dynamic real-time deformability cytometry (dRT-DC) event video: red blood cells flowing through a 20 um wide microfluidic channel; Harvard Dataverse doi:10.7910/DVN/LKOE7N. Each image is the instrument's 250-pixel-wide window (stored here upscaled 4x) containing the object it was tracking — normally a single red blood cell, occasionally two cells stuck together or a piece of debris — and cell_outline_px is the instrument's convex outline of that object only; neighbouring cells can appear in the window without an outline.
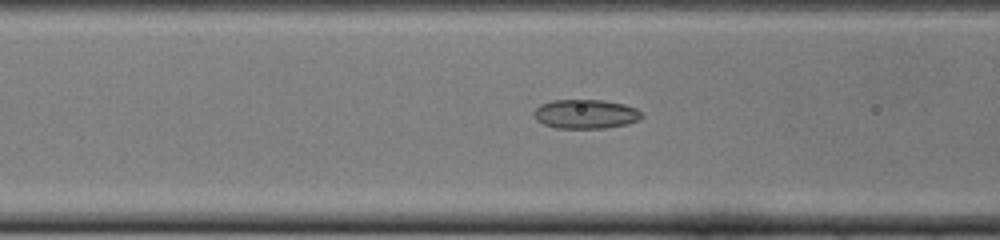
{"species": "common noctule bat (a hibernating species)", "species_latin": "Nyctalus noctula", "temperature_condition": "cold", "stored_images_in_passage": 45, "camera_frame_rate_fps": 3000, "um_per_image_px": 0.085, "animal": {"sex": "female", "body_mass_g": 22.0, "forearm_length_mm": 56.7}, "frame": {"image": 1, "passage_image": 14, "time_ms": 4.333, "image_size_px": [1000, 240], "cell_outline_px": [[644, 116], [640, 120], [628, 124], [604, 128], [556, 128], [544, 124], [536, 120], [532, 112], [540, 104], [552, 100], [604, 100], [624, 104], [636, 108]], "centroid_in_image_um": [49.78, 9.69], "position_along_channel_um": 116.8, "area_um2": 18.5}}
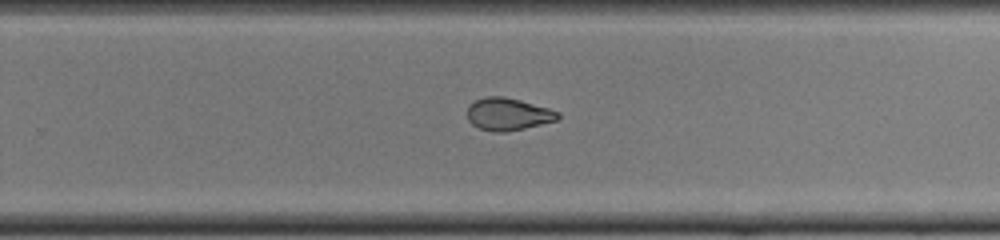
{"frame": {"image": 2, "passage_image": 27, "time_ms": 8.667, "image_size_px": [1000, 240], "cell_outline_px": [[560, 116], [556, 120], [524, 128], [504, 132], [492, 132], [480, 128], [472, 124], [468, 120], [468, 104], [484, 96], [504, 96], [520, 100], [548, 108], [560, 112]], "centroid_in_image_um": [43.16, 9.69], "position_along_channel_um": 286.6, "area_um2": 17.05}}
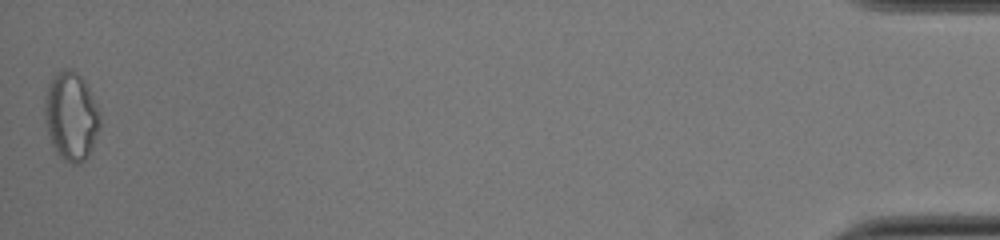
{"frame": {"image": 3, "passage_image": 45, "time_ms": 14.667, "image_size_px": [1000, 240], "cell_outline_px": [[100, 128], [92, 148], [88, 156], [80, 164], [72, 164], [64, 160], [56, 152], [52, 144], [44, 120], [44, 100], [48, 84], [52, 76], [64, 68], [72, 68], [84, 80], [100, 112]], "centroid_in_image_um": [6.04, 9.87], "position_along_channel_um": 429.2, "area_um2": 28.73}, "authors_computed_cell_mechanics": {"area_um2": 18.496, "velocity_mm_per_s": 3.9315, "shape_relaxation_time_tau1_ms": null, "shape_relaxation_time_tau2_ms": 1.8673, "deformation_change_tau1": null, "deformation_change_tau2": 0.0664}}